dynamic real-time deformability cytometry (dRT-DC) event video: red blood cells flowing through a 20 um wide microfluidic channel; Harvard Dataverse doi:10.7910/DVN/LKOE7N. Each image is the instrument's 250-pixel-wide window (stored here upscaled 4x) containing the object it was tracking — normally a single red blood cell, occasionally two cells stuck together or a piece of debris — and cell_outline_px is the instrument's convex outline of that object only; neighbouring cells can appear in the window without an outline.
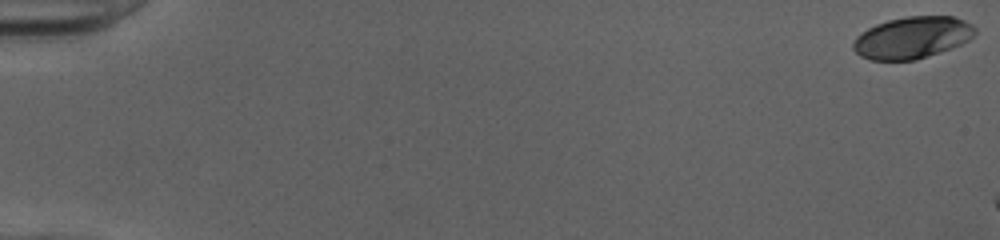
{"species": "human", "species_latin": "Homo sapiens", "temperature_condition": "cold", "stored_images_in_passage": 8, "camera_frame_rate_fps": 3000, "um_per_image_px": 0.085, "donor": {"sex": "female"}, "frame": {"image": 1, "passage_image": 1, "time_ms": 0.0, "image_size_px": [1000, 240], "cell_outline_px": [[976, 32], [968, 40], [960, 44], [940, 52], [916, 60], [872, 60], [860, 56], [852, 48], [852, 44], [856, 36], [868, 28], [876, 24], [888, 20], [908, 16], [952, 16], [964, 20], [972, 24], [976, 28]], "centroid_in_image_um": [77.53, 3.19], "position_along_channel_um": 7.5, "area_um2": 29.65}}